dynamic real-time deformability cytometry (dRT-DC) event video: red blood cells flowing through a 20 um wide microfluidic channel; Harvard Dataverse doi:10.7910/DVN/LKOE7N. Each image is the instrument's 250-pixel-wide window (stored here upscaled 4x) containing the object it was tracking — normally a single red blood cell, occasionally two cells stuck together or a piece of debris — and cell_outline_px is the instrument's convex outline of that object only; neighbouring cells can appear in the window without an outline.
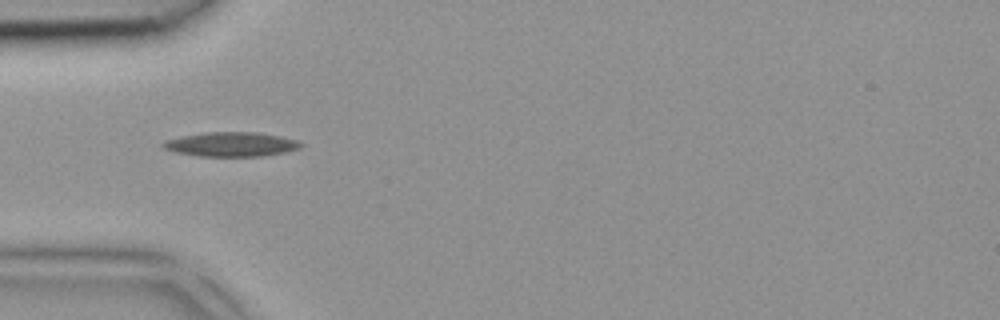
{"species": "common noctule bat (a hibernating species)", "species_latin": "Nyctalus noctula", "temperature_condition": "room temperature", "stored_images_in_passage": 3, "camera_frame_rate_fps": 3000, "um_per_image_px": 0.085, "animal": {"sex": "female", "body_mass_g": 18.4}, "frame": {"image": 1, "passage_image": 3, "time_ms": 0.667, "image_size_px": [1000, 320], "cell_outline_px": [[304, 144], [300, 148], [284, 152], [264, 156], [200, 156], [176, 152], [164, 148], [160, 144], [164, 140], [180, 136], [208, 132], [256, 132], [280, 136], [300, 140]], "centroid_in_image_um": [19.67, 12.26], "position_along_channel_um": 65.3, "area_um2": 19.65}}